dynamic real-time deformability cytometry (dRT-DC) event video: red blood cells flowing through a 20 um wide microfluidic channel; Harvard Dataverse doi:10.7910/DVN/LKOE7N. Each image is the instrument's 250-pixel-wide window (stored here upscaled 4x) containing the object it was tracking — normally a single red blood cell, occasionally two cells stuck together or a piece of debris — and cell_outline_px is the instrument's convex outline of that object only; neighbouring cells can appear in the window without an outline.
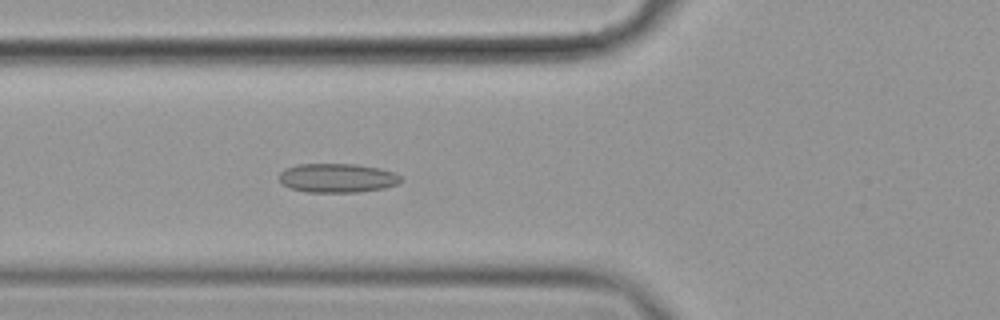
{"species": "common noctule bat (a hibernating species)", "species_latin": "Nyctalus noctula", "temperature_condition": "cold", "stored_images_in_passage": 6, "camera_frame_rate_fps": 3000, "um_per_image_px": 0.085, "animal": {"sex": "female", "body_mass_g": 19.9}, "frame": {"image": 1, "passage_image": 6, "time_ms": 1.667, "image_size_px": [1000, 320], "cell_outline_px": [[400, 180], [396, 184], [384, 188], [360, 192], [304, 192], [288, 188], [280, 184], [280, 172], [288, 168], [300, 164], [356, 164], [380, 168], [396, 172], [400, 176]], "centroid_in_image_um": [28.66, 15.13], "position_along_channel_um": 97.1, "area_um2": 20.69}}